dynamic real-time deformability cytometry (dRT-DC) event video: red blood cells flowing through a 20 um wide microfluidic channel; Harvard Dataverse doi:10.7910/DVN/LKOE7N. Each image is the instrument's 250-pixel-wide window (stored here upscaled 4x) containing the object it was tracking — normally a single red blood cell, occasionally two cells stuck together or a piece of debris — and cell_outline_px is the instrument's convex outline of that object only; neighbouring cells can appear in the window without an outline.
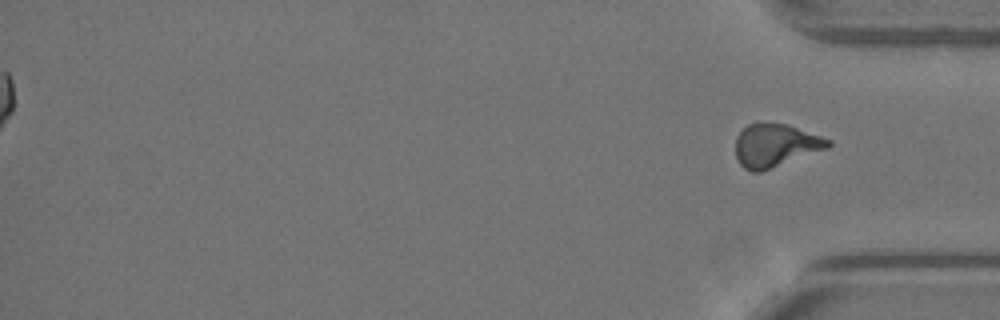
{"species": "Egyptian fruit bat (a non-hibernating species)", "species_latin": "Rousettus aegyptiacus", "temperature_condition": "warm", "stored_images_in_passage": 42, "segment_of_instrument_passage": [2, 2], "camera_frame_rate_fps": 3000, "um_per_image_px": 0.085, "animal": {"sex": "female"}, "frame": {"image": 1, "passage_image": 42, "time_ms": 13.667, "image_size_px": [1000, 320], "cell_outline_px": [[832, 144], [828, 148], [760, 172], [752, 172], [744, 168], [740, 164], [736, 156], [736, 136], [748, 124], [788, 124], [832, 140]], "centroid_in_image_um": [65.92, 12.37], "position_along_channel_um": 369.3, "area_um2": 22.95}}